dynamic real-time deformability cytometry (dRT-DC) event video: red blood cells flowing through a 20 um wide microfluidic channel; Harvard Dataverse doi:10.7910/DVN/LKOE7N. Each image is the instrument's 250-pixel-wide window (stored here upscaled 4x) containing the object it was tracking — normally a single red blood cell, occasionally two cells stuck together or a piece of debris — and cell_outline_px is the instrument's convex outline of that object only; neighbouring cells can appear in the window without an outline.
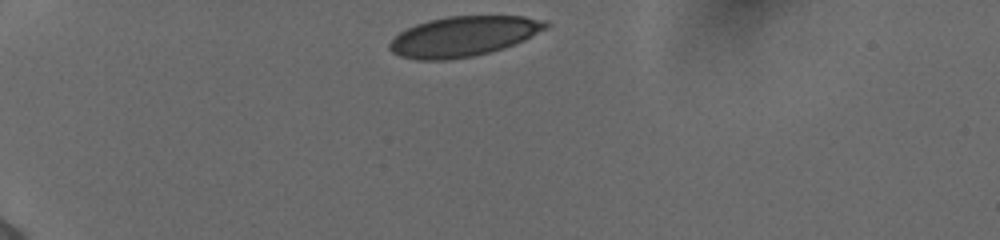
{"species": "human", "species_latin": "Homo sapiens", "temperature_condition": "cold", "stored_images_in_passage": 35, "camera_frame_rate_fps": 3000, "um_per_image_px": 0.085, "donor": {"sex": "female"}, "frame": {"image": 1, "passage_image": 1, "time_ms": 0.0, "image_size_px": [1000, 240], "cell_outline_px": [[552, 24], [548, 28], [524, 40], [504, 48], [472, 56], [448, 60], [416, 60], [400, 56], [392, 52], [388, 48], [388, 44], [400, 32], [416, 24], [428, 20], [448, 16], [524, 16], [548, 20]], "centroid_in_image_um": [39.43, 3.08], "position_along_channel_um": 45.6, "area_um2": 36.65}}
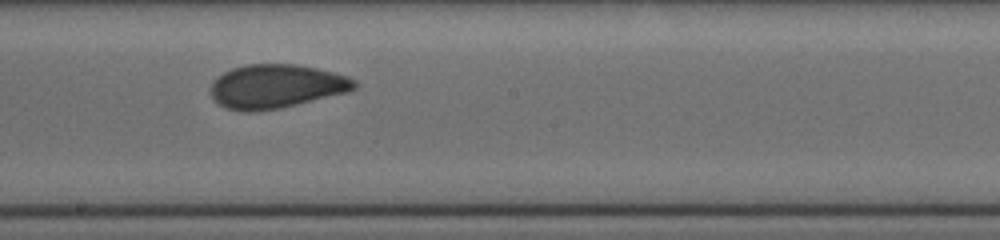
{"frame": {"image": 2, "passage_image": 19, "time_ms": 6.0, "image_size_px": [1000, 240], "cell_outline_px": [[356, 88], [348, 92], [280, 108], [252, 112], [244, 112], [224, 108], [212, 96], [208, 88], [212, 80], [216, 76], [232, 68], [248, 64], [296, 64], [316, 68], [348, 76], [356, 80]], "centroid_in_image_um": [23.44, 7.34], "position_along_channel_um": 224.8, "area_um2": 36.93}}
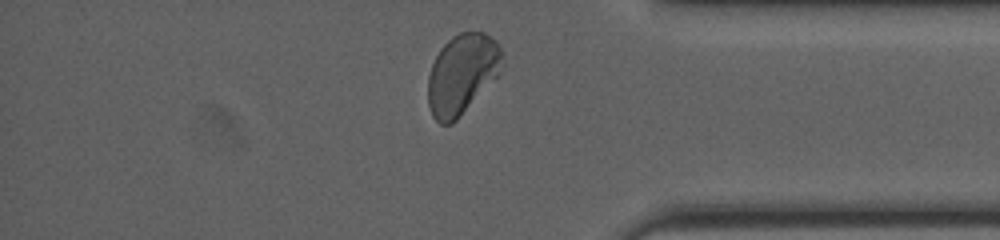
{"frame": {"image": 3, "passage_image": 33, "time_ms": 10.667, "image_size_px": [1000, 240], "cell_outline_px": [[504, 64], [500, 76], [452, 124], [440, 124], [432, 116], [428, 104], [428, 76], [432, 64], [440, 48], [452, 36], [460, 32], [484, 32], [496, 40], [500, 44], [504, 52]], "centroid_in_image_um": [39.33, 6.28], "position_along_channel_um": 395.9, "area_um2": 35.43}, "authors_computed_cell_mechanics": {"area_um2": 36.6452, "velocity_mm_per_s": 3.8603, "shape_relaxation_time_tau1_ms": 7.2569, "shape_relaxation_time_tau2_ms": null, "deformation_change_tau1": 0.1666, "deformation_change_tau2": null}}